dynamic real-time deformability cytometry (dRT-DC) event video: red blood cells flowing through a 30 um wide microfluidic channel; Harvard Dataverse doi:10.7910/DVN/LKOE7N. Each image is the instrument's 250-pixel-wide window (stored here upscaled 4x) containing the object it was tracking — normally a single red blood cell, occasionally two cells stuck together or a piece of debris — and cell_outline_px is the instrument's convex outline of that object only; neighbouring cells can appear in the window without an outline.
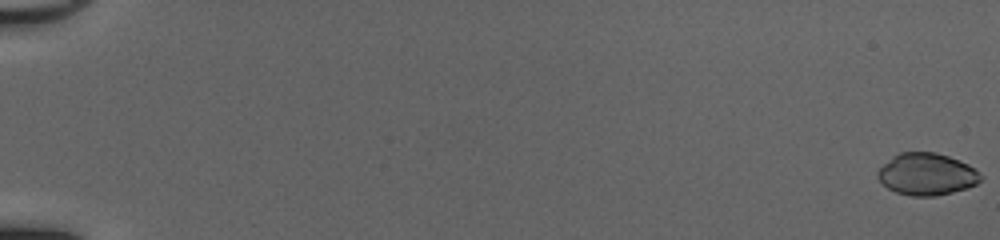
{"species": "common noctule bat (a hibernating species)", "species_latin": "Nyctalus noctula", "temperature_condition": "cold", "stored_images_in_passage": 53, "camera_frame_rate_fps": 3000, "um_per_image_px": 0.085, "animal": {"sex": "female", "body_mass_g": 20.0, "forearm_length_mm": 54.0}, "frame": {"image": 1, "passage_image": 1, "time_ms": 0.0, "image_size_px": [1000, 240], "cell_outline_px": [[984, 176], [976, 184], [968, 188], [936, 196], [912, 196], [896, 192], [888, 188], [876, 176], [876, 172], [892, 156], [900, 152], [936, 152], [960, 160], [976, 168]], "centroid_in_image_um": [78.8, 14.8], "position_along_channel_um": 6.2, "area_um2": 25.37}}
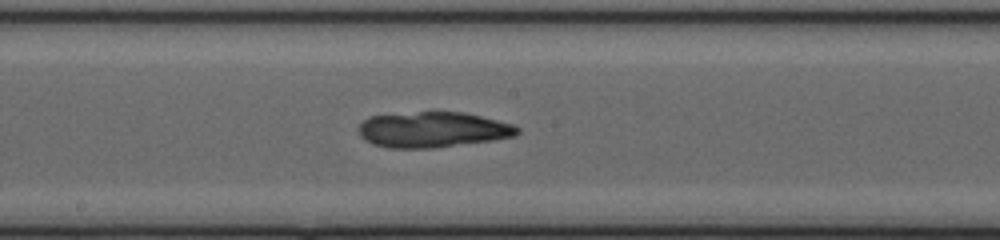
{"frame": {"image": 2, "passage_image": 31, "time_ms": 10.0, "image_size_px": [1000, 240], "cell_outline_px": [[520, 132], [516, 136], [492, 140], [432, 148], [388, 148], [372, 144], [364, 140], [360, 136], [360, 124], [368, 116], [420, 112], [464, 112], [516, 124], [520, 128]], "centroid_in_image_um": [36.82, 11.02], "position_along_channel_um": 211.4, "area_um2": 33.0}}
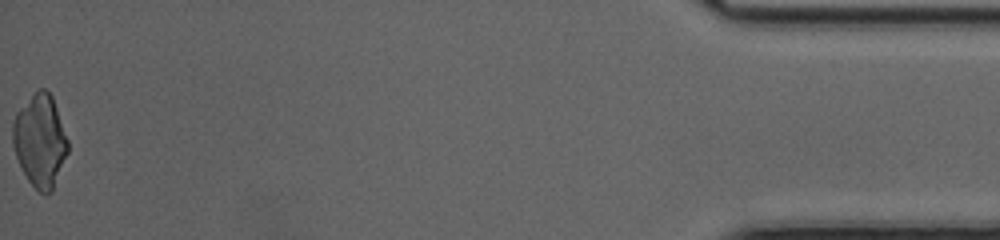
{"frame": {"image": 3, "passage_image": 53, "time_ms": 17.333, "image_size_px": [1000, 240], "cell_outline_px": [[68, 152], [52, 192], [48, 196], [44, 196], [28, 180], [16, 156], [12, 144], [12, 124], [16, 112], [40, 88], [44, 88], [52, 96], [68, 140]], "centroid_in_image_um": [3.41, 12.0], "position_along_channel_um": 431.8, "area_um2": 29.54}}